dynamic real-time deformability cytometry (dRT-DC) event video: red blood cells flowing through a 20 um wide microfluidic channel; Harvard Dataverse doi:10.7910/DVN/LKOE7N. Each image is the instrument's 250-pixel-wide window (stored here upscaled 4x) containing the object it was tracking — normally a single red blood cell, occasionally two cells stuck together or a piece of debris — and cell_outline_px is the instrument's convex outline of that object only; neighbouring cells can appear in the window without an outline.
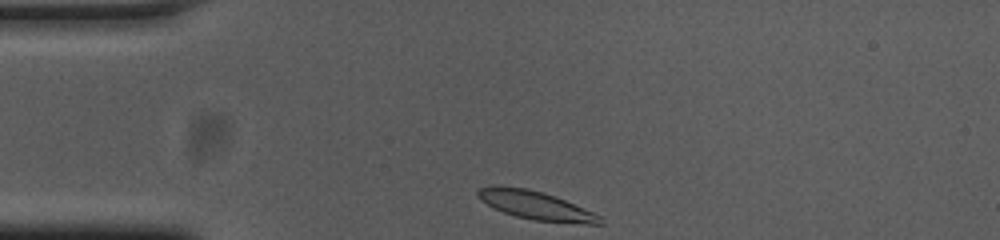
{"species": "common noctule bat (a hibernating species)", "species_latin": "Nyctalus noctula", "temperature_condition": "cold", "stored_images_in_passage": 33, "camera_frame_rate_fps": 3000, "um_per_image_px": 0.085, "animal": {"sex": "female", "body_mass_g": 23.0, "forearm_length_mm": 53.4}, "frame": {"image": 1, "passage_image": 1, "time_ms": 0.0, "image_size_px": [1000, 240], "cell_outline_px": [[604, 224], [584, 224], [532, 220], [516, 216], [504, 212], [480, 200], [476, 196], [476, 192], [480, 188], [496, 184], [524, 188], [544, 192], [556, 196], [592, 212], [600, 216], [604, 220]], "centroid_in_image_um": [45.54, 17.45], "position_along_channel_um": 39.5, "area_um2": 20.35}}
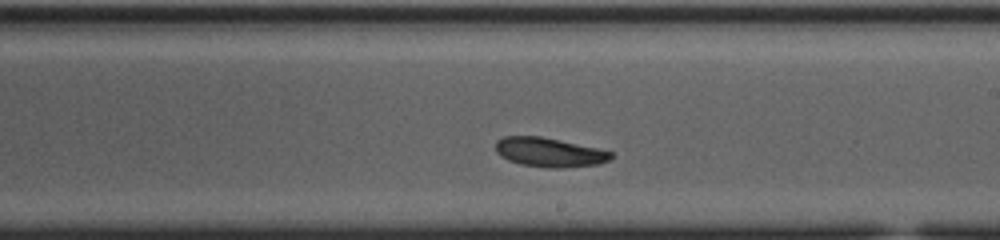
{"frame": {"image": 2, "passage_image": 20, "time_ms": 6.333, "image_size_px": [1000, 240], "cell_outline_px": [[612, 156], [608, 160], [600, 164], [560, 168], [548, 168], [520, 164], [508, 160], [500, 156], [496, 152], [496, 140], [504, 136], [540, 136], [596, 148], [612, 152]], "centroid_in_image_um": [46.65, 12.95], "position_along_channel_um": 242.4, "area_um2": 19.54}}
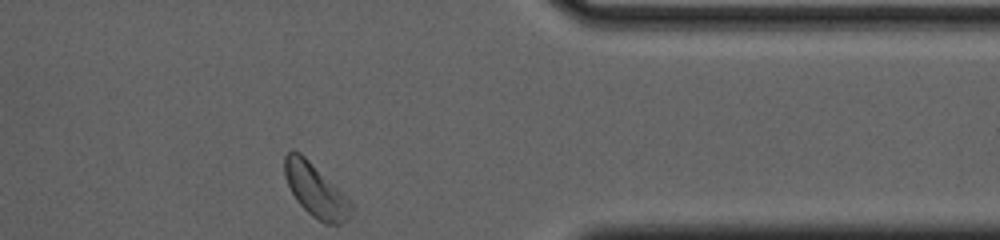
{"frame": {"image": 3, "passage_image": 33, "time_ms": 10.667, "image_size_px": [1000, 240], "cell_outline_px": [[352, 212], [348, 220], [344, 224], [324, 224], [312, 216], [296, 200], [284, 176], [284, 156], [288, 152], [300, 152], [348, 196], [352, 200]], "centroid_in_image_um": [26.87, 16.21], "position_along_channel_um": 384.5, "area_um2": 20.75}, "authors_computed_cell_mechanics": {"area_um2": 19.652, "velocity_mm_per_s": 3.6624, "shape_relaxation_time_tau1_ms": 3.6852, "shape_relaxation_time_tau2_ms": 3.2024, "deformation_change_tau1": 0.1101, "deformation_change_tau2": 0.072}}